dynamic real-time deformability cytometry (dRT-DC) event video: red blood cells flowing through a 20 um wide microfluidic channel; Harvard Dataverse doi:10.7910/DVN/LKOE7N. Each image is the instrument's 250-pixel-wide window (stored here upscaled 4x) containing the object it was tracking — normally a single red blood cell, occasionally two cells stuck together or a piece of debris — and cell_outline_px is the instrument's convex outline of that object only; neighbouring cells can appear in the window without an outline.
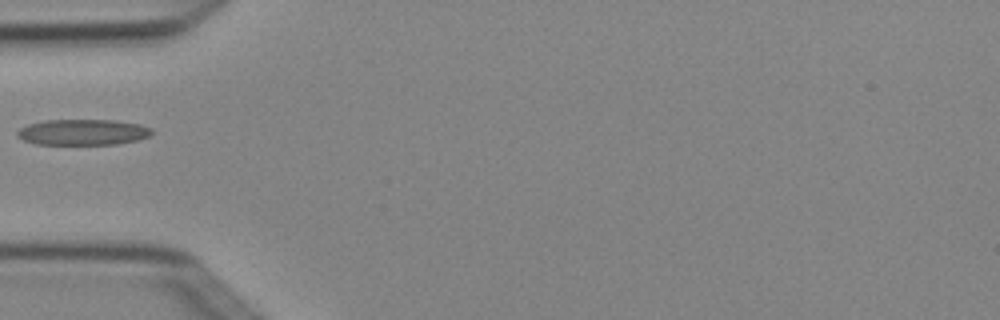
{"species": "Egyptian fruit bat (a non-hibernating species)", "species_latin": "Rousettus aegyptiacus", "temperature_condition": "cold", "stored_images_in_passage": 3, "camera_frame_rate_fps": 3000, "um_per_image_px": 0.085, "animal": {"sex": "female"}, "frame": {"image": 1, "passage_image": 2, "time_ms": 0.333, "image_size_px": [1000, 320], "cell_outline_px": [[152, 132], [148, 136], [136, 140], [116, 144], [36, 144], [24, 140], [16, 136], [16, 132], [20, 128], [28, 124], [44, 120], [116, 120], [140, 124], [152, 128]], "centroid_in_image_um": [7.02, 11.23], "position_along_channel_um": 78.0, "area_um2": 20.23}}
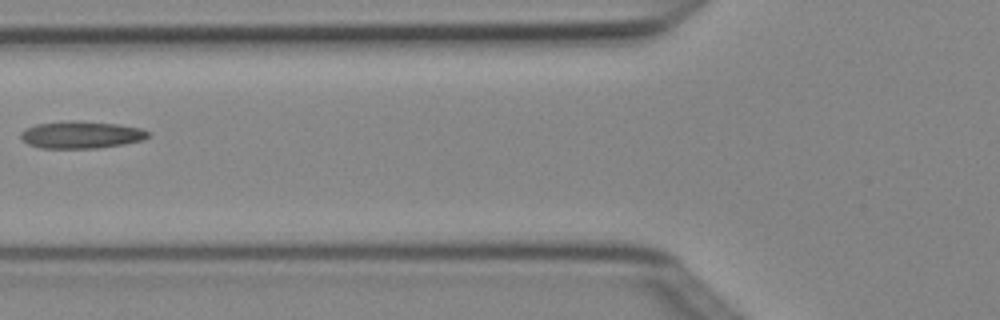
{"frame": {"image": 2, "passage_image": 3, "time_ms": 0.667, "image_size_px": [1000, 320], "cell_outline_px": [[152, 136], [144, 140], [124, 144], [96, 148], [40, 148], [28, 144], [20, 136], [20, 132], [24, 128], [36, 124], [72, 120], [116, 124], [140, 128], [152, 132]], "centroid_in_image_um": [6.93, 11.46], "position_along_channel_um": 118.9, "area_um2": 20.35}}